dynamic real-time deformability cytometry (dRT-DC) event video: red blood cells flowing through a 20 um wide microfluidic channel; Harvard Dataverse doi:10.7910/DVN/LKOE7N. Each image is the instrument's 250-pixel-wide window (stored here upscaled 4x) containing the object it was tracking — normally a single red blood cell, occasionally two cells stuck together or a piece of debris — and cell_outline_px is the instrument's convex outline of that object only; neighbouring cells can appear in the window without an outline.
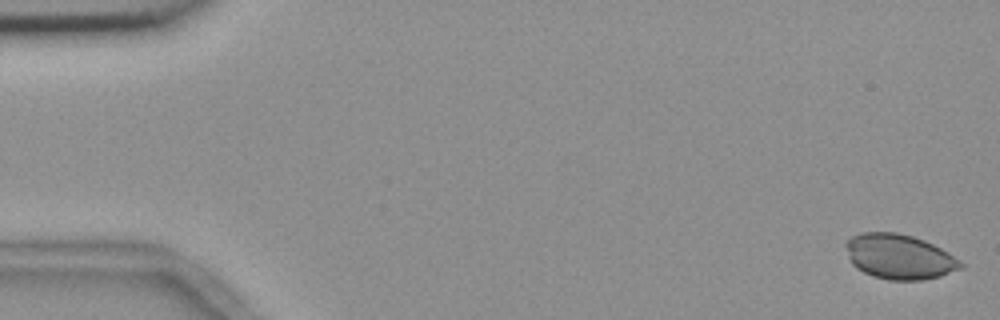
{"species": "common noctule bat (a hibernating species)", "species_latin": "Nyctalus noctula", "temperature_condition": "room temperature", "stored_images_in_passage": 12, "camera_frame_rate_fps": 3000, "um_per_image_px": 0.085, "animal": {"sex": "female", "body_mass_g": 18.4}, "frame": {"image": 1, "passage_image": 1, "time_ms": 0.0, "image_size_px": [1000, 320], "cell_outline_px": [[964, 268], [940, 276], [920, 280], [888, 280], [872, 276], [856, 268], [852, 264], [848, 256], [844, 244], [852, 236], [860, 232], [896, 232], [912, 236], [924, 240], [948, 252], [960, 260], [964, 264]], "centroid_in_image_um": [76.43, 21.82], "position_along_channel_um": 8.6, "area_um2": 30.23}}